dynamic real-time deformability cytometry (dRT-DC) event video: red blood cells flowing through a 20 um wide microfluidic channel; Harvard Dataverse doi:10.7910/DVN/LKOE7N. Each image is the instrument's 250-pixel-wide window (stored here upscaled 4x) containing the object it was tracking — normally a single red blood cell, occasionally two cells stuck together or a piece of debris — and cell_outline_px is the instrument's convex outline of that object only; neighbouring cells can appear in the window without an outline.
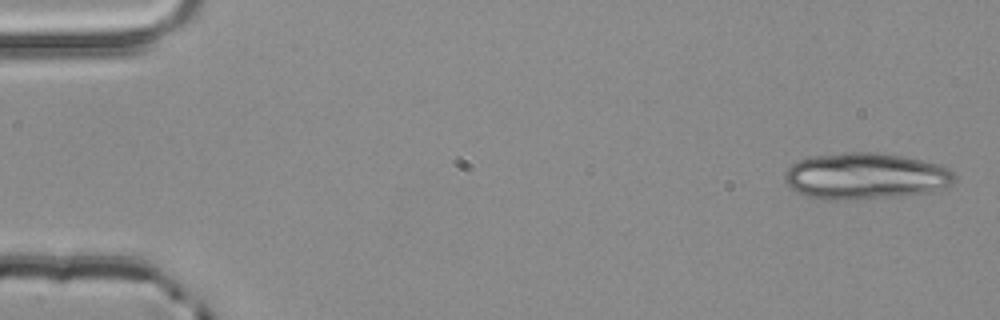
{"species": "common noctule bat (a hibernating species)", "species_latin": "Nyctalus noctula", "temperature_condition": "room temperature", "stored_images_in_passage": 5, "segment_of_instrument_passage": [1, 2], "camera_frame_rate_fps": 3000, "um_per_image_px": 0.085, "animal": {"sex": "male", "body_mass_g": 20.4}, "frame": {"image": 1, "passage_image": 1, "time_ms": 0.0, "image_size_px": [1000, 320], "cell_outline_px": [[956, 180], [952, 184], [944, 188], [928, 192], [900, 196], [856, 200], [824, 200], [808, 196], [796, 192], [784, 180], [784, 172], [792, 164], [800, 160], [812, 156], [844, 152], [876, 152], [904, 156], [924, 160], [948, 168], [956, 176]], "centroid_in_image_um": [73.56, 14.97], "position_along_channel_um": 11.4, "area_um2": 46.36}}